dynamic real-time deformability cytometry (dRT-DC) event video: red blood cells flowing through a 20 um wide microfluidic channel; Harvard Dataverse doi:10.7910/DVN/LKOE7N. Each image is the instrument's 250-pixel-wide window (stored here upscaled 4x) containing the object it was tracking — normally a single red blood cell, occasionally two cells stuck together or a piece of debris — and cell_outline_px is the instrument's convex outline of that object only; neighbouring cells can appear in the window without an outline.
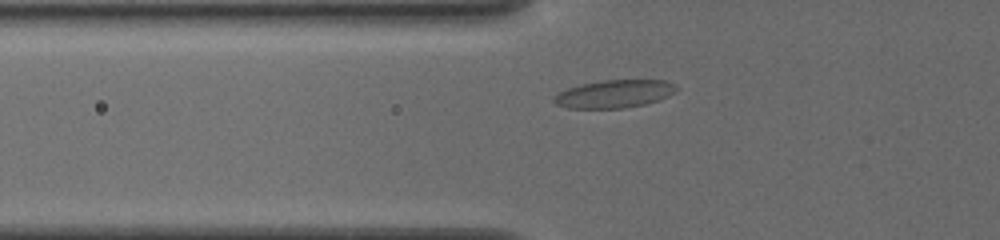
{"species": "common noctule bat (a hibernating species)", "species_latin": "Nyctalus noctula", "temperature_condition": "cold", "stored_images_in_passage": 43, "segment_of_instrument_passage": [1, 2], "camera_frame_rate_fps": 3000, "um_per_image_px": 0.085, "animal": {"sex": "female", "body_mass_g": 19.5, "forearm_length_mm": 54.1}, "frame": {"image": 1, "passage_image": 8, "time_ms": 2.333, "image_size_px": [1000, 240], "cell_outline_px": [[676, 92], [668, 96], [644, 104], [624, 108], [568, 108], [556, 104], [552, 100], [552, 96], [568, 88], [580, 84], [604, 80], [664, 80], [676, 84]], "centroid_in_image_um": [52.2, 7.97], "position_along_channel_um": 73.6, "area_um2": 19.83}}
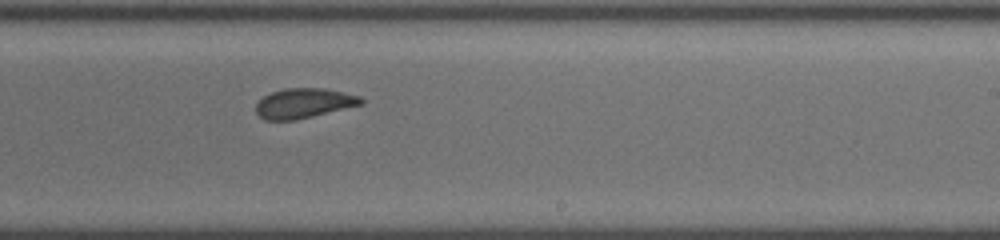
{"frame": {"image": 2, "passage_image": 23, "time_ms": 7.333, "image_size_px": [1000, 240], "cell_outline_px": [[364, 104], [296, 120], [264, 120], [256, 112], [256, 104], [264, 96], [272, 92], [284, 88], [324, 88], [344, 92], [360, 96], [364, 100]], "centroid_in_image_um": [25.85, 8.77], "position_along_channel_um": 263.2, "area_um2": 18.32}}
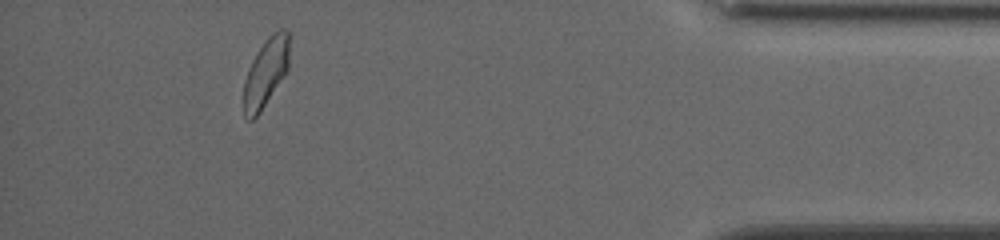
{"frame": {"image": 3, "passage_image": 38, "time_ms": 12.333, "image_size_px": [1000, 240], "cell_outline_px": [[292, 32], [288, 68], [284, 76], [260, 112], [252, 120], [248, 120], [244, 116], [244, 80], [252, 60], [268, 36], [272, 32], [280, 28], [284, 28]], "centroid_in_image_um": [22.65, 6.08], "position_along_channel_um": 412.6, "area_um2": 18.55}}